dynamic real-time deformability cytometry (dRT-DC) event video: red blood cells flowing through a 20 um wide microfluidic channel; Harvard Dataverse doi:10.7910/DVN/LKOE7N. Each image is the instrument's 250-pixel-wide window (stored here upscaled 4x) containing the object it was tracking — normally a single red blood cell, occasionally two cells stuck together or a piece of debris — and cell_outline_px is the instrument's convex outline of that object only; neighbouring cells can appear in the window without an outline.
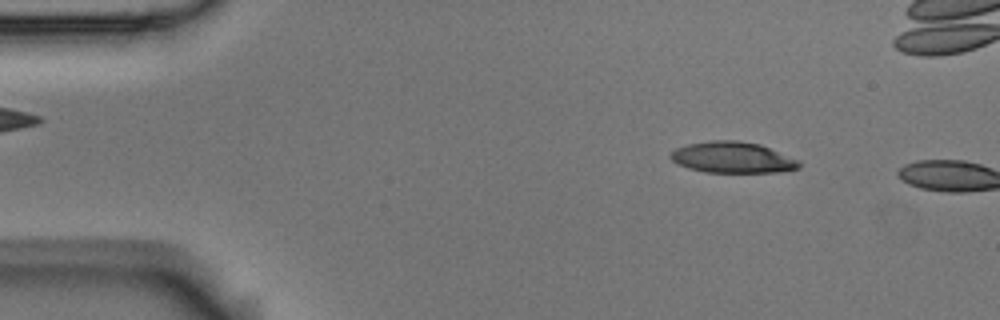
{"species": "Egyptian fruit bat (a non-hibernating species)", "species_latin": "Rousettus aegyptiacus", "temperature_condition": "room temperature", "stored_images_in_passage": 3, "camera_frame_rate_fps": 3000, "um_per_image_px": 0.085, "animal": {"sex": "male"}, "frame": {"image": 1, "passage_image": 2, "time_ms": 0.333, "image_size_px": [1000, 320], "cell_outline_px": [[800, 168], [780, 172], [704, 172], [688, 168], [676, 164], [668, 156], [676, 148], [688, 144], [712, 140], [736, 140], [760, 144], [800, 160]], "centroid_in_image_um": [62.27, 13.38], "position_along_channel_um": 22.7, "area_um2": 23.41}}